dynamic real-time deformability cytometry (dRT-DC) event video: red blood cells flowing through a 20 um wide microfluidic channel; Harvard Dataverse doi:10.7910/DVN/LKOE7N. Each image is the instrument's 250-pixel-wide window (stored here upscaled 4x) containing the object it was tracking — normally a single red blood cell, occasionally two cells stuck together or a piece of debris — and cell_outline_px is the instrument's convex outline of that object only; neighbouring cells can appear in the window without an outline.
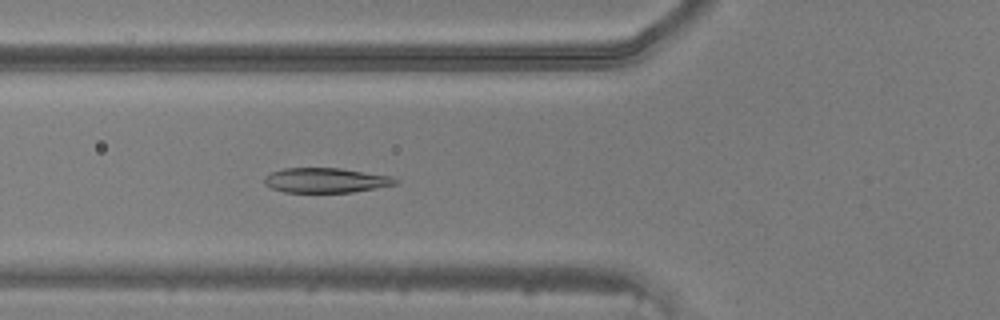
{"species": "common noctule bat (a hibernating species)", "species_latin": "Nyctalus noctula", "temperature_condition": "warm", "stored_images_in_passage": 33, "camera_frame_rate_fps": 3000, "um_per_image_px": 0.085, "animal": {"sex": "male", "body_mass_g": 20.5, "forearm_length_mm": 52.5}, "frame": {"image": 1, "passage_image": 17, "time_ms": 5.333, "image_size_px": [1000, 320], "cell_outline_px": [[400, 180], [396, 184], [352, 192], [284, 192], [272, 188], [264, 184], [264, 176], [272, 172], [284, 168], [340, 168], [392, 176]], "centroid_in_image_um": [27.68, 15.32], "position_along_channel_um": 98.1, "area_um2": 18.9}}
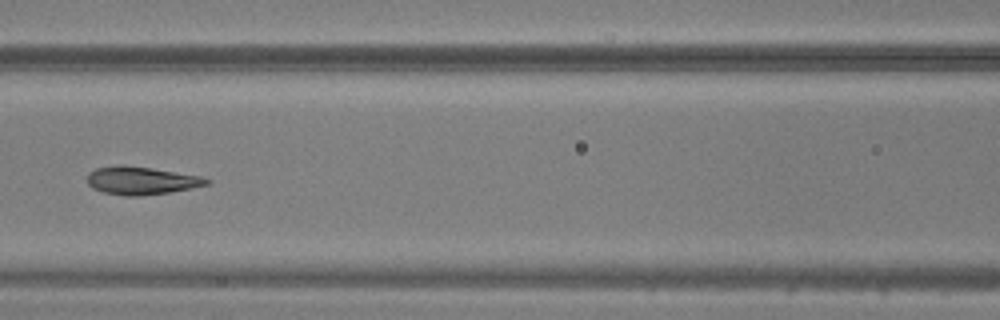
{"frame": {"image": 2, "passage_image": 21, "time_ms": 6.667, "image_size_px": [1000, 320], "cell_outline_px": [[212, 180], [208, 184], [168, 192], [140, 196], [124, 196], [104, 192], [92, 188], [88, 184], [88, 172], [96, 168], [120, 164], [124, 164], [152, 168], [200, 176]], "centroid_in_image_um": [11.96, 15.34], "position_along_channel_um": 154.6, "area_um2": 19.36}}